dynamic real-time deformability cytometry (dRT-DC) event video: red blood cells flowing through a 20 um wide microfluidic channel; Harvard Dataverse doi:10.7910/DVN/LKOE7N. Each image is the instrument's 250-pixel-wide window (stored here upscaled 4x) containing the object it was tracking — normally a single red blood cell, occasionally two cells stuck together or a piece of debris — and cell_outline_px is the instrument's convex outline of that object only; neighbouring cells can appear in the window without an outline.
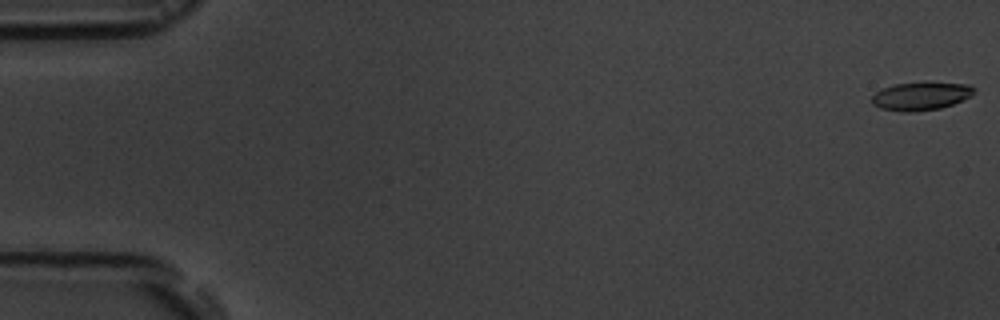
{"species": "common noctule bat (a hibernating species)", "species_latin": "Nyctalus noctula", "temperature_condition": "room temperature", "stored_images_in_passage": 6, "camera_frame_rate_fps": 3000, "um_per_image_px": 0.085, "animal": {"sex": "male", "body_mass_g": 19.5, "forearm_length_mm": 54.6}, "frame": {"image": 1, "passage_image": 1, "time_ms": 0.0, "image_size_px": [1000, 320], "cell_outline_px": [[976, 92], [972, 96], [952, 104], [940, 108], [912, 112], [904, 112], [880, 108], [872, 104], [872, 96], [876, 92], [892, 84], [968, 84], [976, 88]], "centroid_in_image_um": [78.28, 8.2], "position_along_channel_um": 6.7, "area_um2": 16.3}}
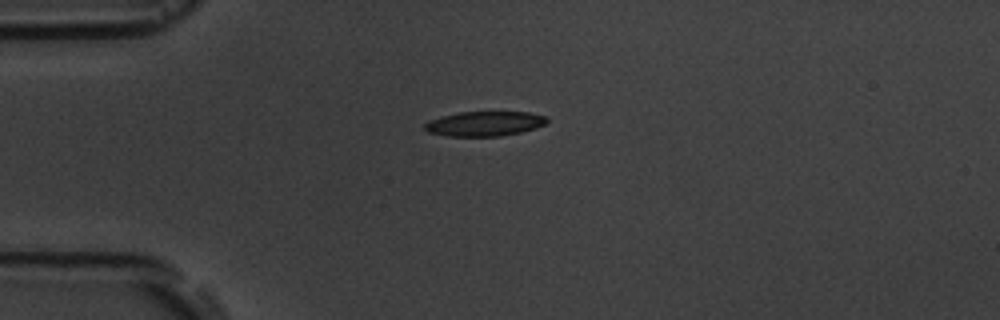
{"frame": {"image": 2, "passage_image": 5, "time_ms": 4.667, "image_size_px": [1000, 320], "cell_outline_px": [[548, 120], [544, 124], [536, 128], [520, 132], [500, 136], [444, 136], [428, 132], [424, 128], [424, 124], [440, 116], [460, 112], [528, 112], [548, 116]], "centroid_in_image_um": [41.19, 10.51], "position_along_channel_um": 43.8, "area_um2": 17.63}}